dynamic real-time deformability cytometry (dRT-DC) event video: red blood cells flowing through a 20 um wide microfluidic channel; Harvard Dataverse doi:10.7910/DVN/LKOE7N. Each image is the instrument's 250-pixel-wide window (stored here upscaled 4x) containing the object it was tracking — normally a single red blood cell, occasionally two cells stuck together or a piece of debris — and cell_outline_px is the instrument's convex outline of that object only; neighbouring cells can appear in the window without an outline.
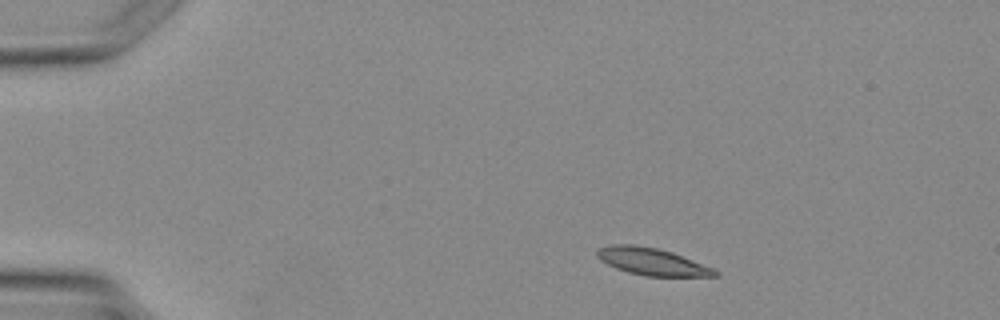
{"species": "Egyptian fruit bat (a non-hibernating species)", "species_latin": "Rousettus aegyptiacus", "temperature_condition": "warm", "stored_images_in_passage": 3, "camera_frame_rate_fps": 3000, "um_per_image_px": 0.085, "animal": {"sex": "female"}, "frame": {"image": 1, "passage_image": 1, "time_ms": 0.0, "image_size_px": [1000, 320], "cell_outline_px": [[720, 272], [716, 276], [644, 276], [628, 272], [616, 268], [600, 260], [596, 256], [596, 252], [600, 248], [612, 244], [632, 244], [656, 248], [672, 252], [712, 268]], "centroid_in_image_um": [55.38, 22.23], "position_along_channel_um": 29.6, "area_um2": 18.44}}
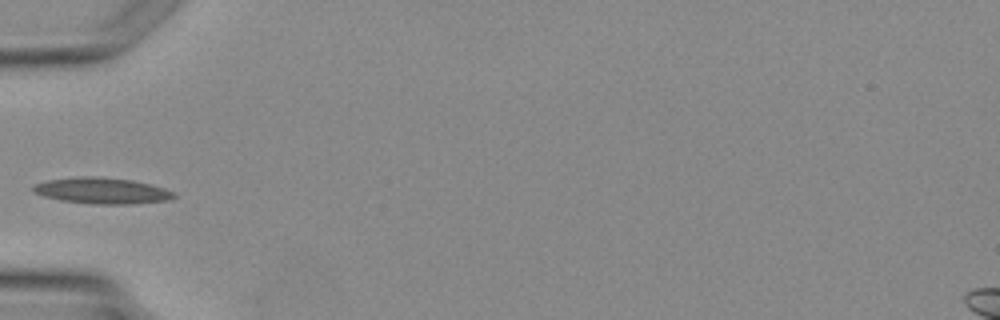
{"frame": {"image": 2, "passage_image": 3, "time_ms": 2.333, "image_size_px": [1000, 320], "cell_outline_px": [[176, 196], [168, 200], [132, 204], [92, 204], [60, 200], [44, 196], [32, 192], [32, 188], [36, 184], [48, 180], [80, 176], [92, 176], [132, 180], [152, 184], [164, 188], [172, 192]], "centroid_in_image_um": [8.66, 16.21], "position_along_channel_um": 76.3, "area_um2": 21.33}}